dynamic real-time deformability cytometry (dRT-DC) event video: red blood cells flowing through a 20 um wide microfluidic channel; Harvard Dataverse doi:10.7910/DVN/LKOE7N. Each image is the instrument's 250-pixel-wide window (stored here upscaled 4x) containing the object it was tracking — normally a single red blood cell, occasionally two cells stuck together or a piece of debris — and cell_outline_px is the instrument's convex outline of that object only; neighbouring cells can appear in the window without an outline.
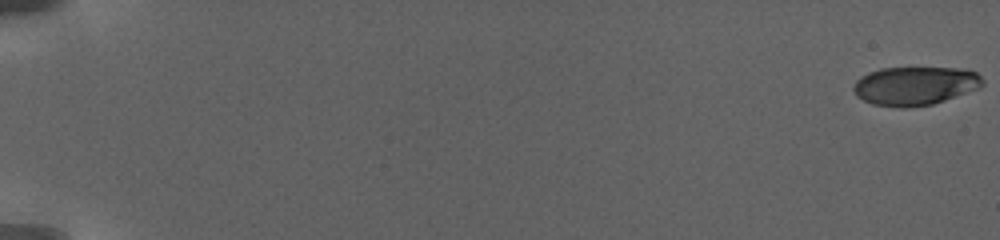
{"species": "human", "species_latin": "Homo sapiens", "temperature_condition": "warm", "stored_images_in_passage": 97, "camera_frame_rate_fps": 3000, "um_per_image_px": 0.085, "donor": {"sex": "female"}, "frame": {"image": 1, "passage_image": 1, "time_ms": 0.0, "image_size_px": [1000, 240], "cell_outline_px": [[984, 84], [976, 88], [944, 100], [932, 104], [904, 108], [900, 108], [872, 104], [856, 96], [852, 88], [856, 80], [860, 76], [868, 72], [880, 68], [956, 68], [976, 72], [984, 80]], "centroid_in_image_um": [77.71, 7.29], "position_along_channel_um": 7.3, "area_um2": 28.9}}
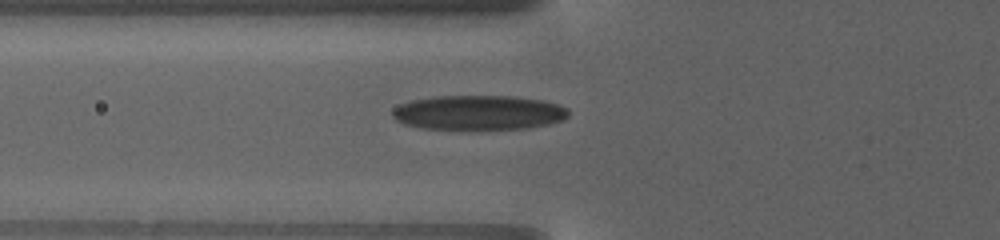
{"frame": {"image": 2, "passage_image": 39, "time_ms": 10.0, "image_size_px": [1000, 240], "cell_outline_px": [[568, 116], [560, 120], [548, 124], [528, 128], [468, 132], [460, 132], [424, 128], [404, 124], [396, 120], [392, 116], [392, 112], [400, 104], [412, 100], [436, 96], [508, 96], [540, 100], [556, 104], [564, 108], [568, 112]], "centroid_in_image_um": [40.61, 9.62], "position_along_channel_um": 85.2, "area_um2": 36.3}}
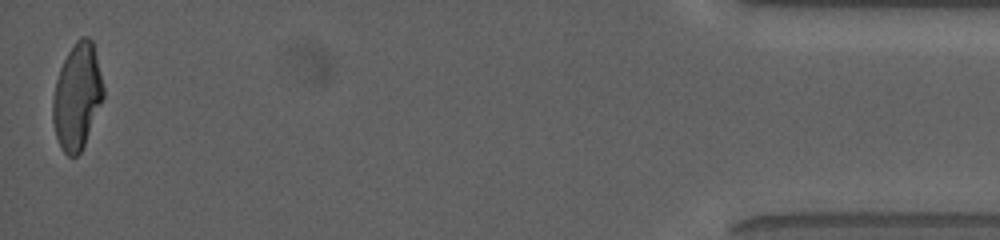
{"frame": {"image": 3, "passage_image": 96, "time_ms": 24.667, "image_size_px": [1000, 240], "cell_outline_px": [[104, 96], [84, 144], [80, 152], [76, 156], [68, 156], [64, 152], [56, 136], [52, 120], [52, 100], [56, 80], [60, 68], [68, 52], [76, 40], [80, 36], [88, 36], [92, 40], [104, 88]], "centroid_in_image_um": [6.54, 8.17], "position_along_channel_um": 428.7, "area_um2": 30.87}, "authors_computed_cell_mechanics": {"area_um2": 32.368, "velocity_mm_per_s": 2.8779, "shape_relaxation_time_tau1_ms": 7.9161, "shape_relaxation_time_tau2_ms": 1.2172, "deformation_change_tau1": 0.2353, "deformation_change_tau2": 0.0876}}